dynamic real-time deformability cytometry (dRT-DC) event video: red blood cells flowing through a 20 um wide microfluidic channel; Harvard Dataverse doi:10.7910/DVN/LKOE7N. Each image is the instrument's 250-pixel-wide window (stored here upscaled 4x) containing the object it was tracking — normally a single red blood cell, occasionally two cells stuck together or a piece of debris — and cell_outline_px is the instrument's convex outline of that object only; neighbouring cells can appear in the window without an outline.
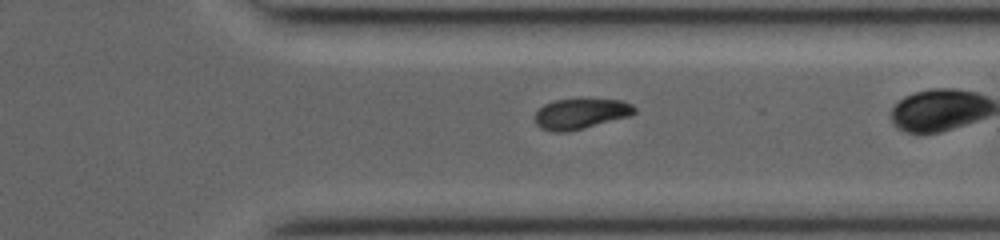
{"species": "common noctule bat (a hibernating species)", "species_latin": "Nyctalus noctula", "temperature_condition": "room temperature", "stored_images_in_passage": 22, "camera_frame_rate_fps": 3000, "um_per_image_px": 0.085, "animal": {"sex": "female", "body_mass_g": 19.0, "forearm_length_mm": 53.3}, "frame": {"image": 1, "passage_image": 19, "time_ms": 7.0, "image_size_px": [1000, 240], "cell_outline_px": [[636, 112], [632, 116], [568, 132], [552, 132], [540, 128], [536, 124], [536, 112], [544, 104], [552, 100], [624, 100], [632, 104], [636, 108]], "centroid_in_image_um": [49.39, 9.68], "position_along_channel_um": 362.0, "area_um2": 17.69}}